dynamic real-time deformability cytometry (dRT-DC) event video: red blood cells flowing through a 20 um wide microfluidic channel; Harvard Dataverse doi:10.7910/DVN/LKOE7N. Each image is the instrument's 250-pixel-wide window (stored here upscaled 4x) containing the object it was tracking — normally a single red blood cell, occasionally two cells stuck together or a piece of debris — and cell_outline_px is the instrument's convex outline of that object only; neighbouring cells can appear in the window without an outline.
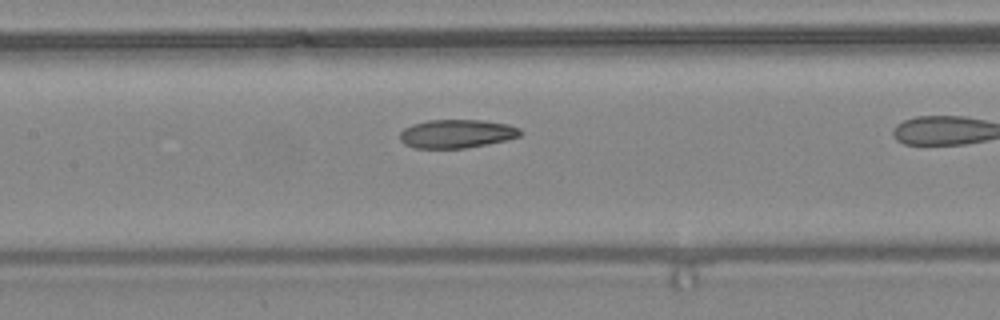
{"species": "common noctule bat (a hibernating species)", "species_latin": "Nyctalus noctula", "temperature_condition": "warm", "stored_images_in_passage": 27, "camera_frame_rate_fps": 3000, "um_per_image_px": 0.085, "animal": {"sex": "female", "body_mass_g": 24.6, "forearm_length_mm": 56.2}, "frame": {"image": 1, "passage_image": 20, "time_ms": 6.333, "image_size_px": [1000, 320], "cell_outline_px": [[524, 132], [520, 136], [508, 140], [488, 144], [464, 148], [412, 148], [404, 144], [400, 140], [400, 132], [404, 128], [412, 124], [428, 120], [480, 120], [508, 124], [520, 128]], "centroid_in_image_um": [38.83, 11.37], "position_along_channel_um": 168.6, "area_um2": 20.23}}